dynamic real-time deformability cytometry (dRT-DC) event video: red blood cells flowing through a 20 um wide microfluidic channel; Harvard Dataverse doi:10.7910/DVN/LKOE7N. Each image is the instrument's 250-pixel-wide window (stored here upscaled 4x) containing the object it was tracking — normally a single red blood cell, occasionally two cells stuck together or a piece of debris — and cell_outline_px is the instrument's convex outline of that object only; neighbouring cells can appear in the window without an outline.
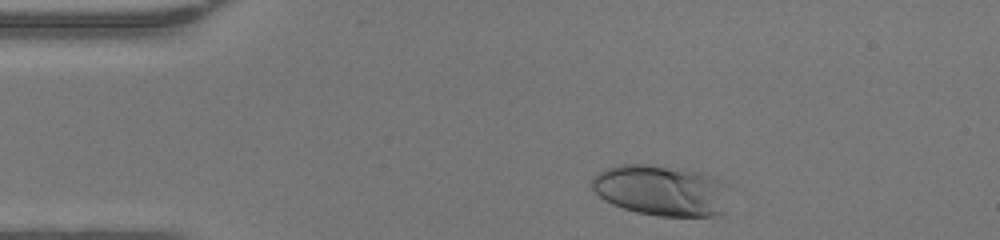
{"species": "human", "species_latin": "Homo sapiens", "temperature_condition": "warm", "stored_images_in_passage": 32, "camera_frame_rate_fps": 3000, "um_per_image_px": 0.085, "donor": {"sex": "female"}, "frame": {"image": 1, "passage_image": 2, "time_ms": 0.333, "image_size_px": [1000, 240], "cell_outline_px": [[724, 212], [716, 216], [660, 216], [636, 212], [612, 204], [604, 200], [592, 188], [592, 176], [608, 168], [620, 164], [644, 164], [684, 168], [700, 172], [712, 176], [720, 180]], "centroid_in_image_um": [56.11, 16.17], "position_along_channel_um": 28.9, "area_um2": 40.06}}
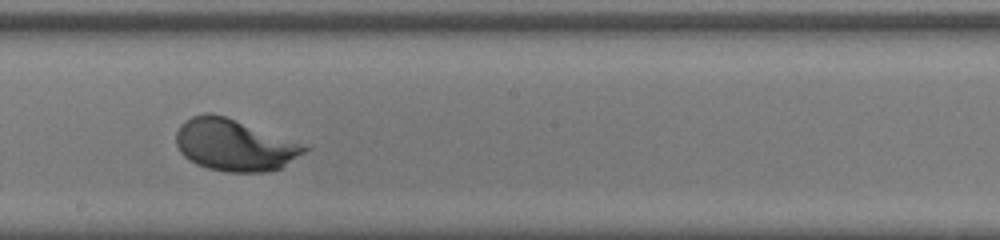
{"frame": {"image": 2, "passage_image": 20, "time_ms": 6.333, "image_size_px": [1000, 240], "cell_outline_px": [[312, 148], [280, 168], [272, 172], [228, 172], [208, 168], [196, 164], [188, 160], [180, 152], [176, 144], [176, 132], [180, 124], [184, 120], [192, 116], [204, 112], [212, 112], [312, 144]], "centroid_in_image_um": [20.0, 12.31], "position_along_channel_um": 228.2, "area_um2": 39.77}}
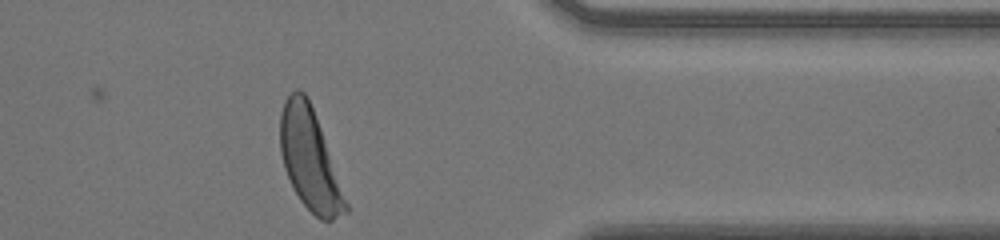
{"frame": {"image": 3, "passage_image": 32, "time_ms": 10.333, "image_size_px": [1000, 240], "cell_outline_px": [[348, 212], [332, 220], [320, 220], [300, 200], [292, 188], [284, 168], [280, 152], [280, 112], [284, 100], [296, 88], [300, 88], [304, 92], [312, 108], [320, 128], [348, 204]], "centroid_in_image_um": [26.29, 13.55], "position_along_channel_um": 385.1, "area_um2": 37.97}, "authors_computed_cell_mechanics": {"area_um2": 38.3503, "velocity_mm_per_s": 4.3335, "shape_relaxation_time_tau1_ms": 1.9544, "shape_relaxation_time_tau2_ms": null, "deformation_change_tau1": 0.1774, "deformation_change_tau2": null}}